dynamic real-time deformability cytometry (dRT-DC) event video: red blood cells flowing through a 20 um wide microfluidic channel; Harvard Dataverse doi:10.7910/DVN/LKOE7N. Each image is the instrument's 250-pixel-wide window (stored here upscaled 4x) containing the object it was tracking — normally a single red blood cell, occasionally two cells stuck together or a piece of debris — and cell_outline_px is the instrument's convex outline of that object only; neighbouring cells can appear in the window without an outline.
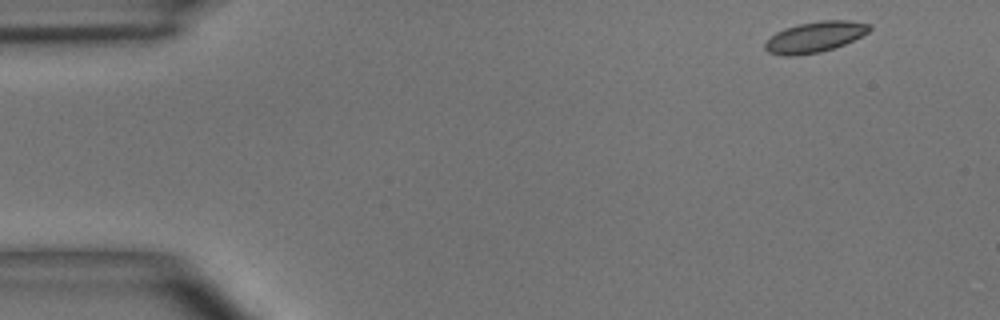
{"species": "common noctule bat (a hibernating species)", "species_latin": "Nyctalus noctula", "temperature_condition": "room temperature", "stored_images_in_passage": 5, "segment_of_instrument_passage": [1, 2], "camera_frame_rate_fps": 3000, "um_per_image_px": 0.085, "animal": {"sex": "male", "body_mass_g": 15.6}, "frame": {"image": 1, "passage_image": 1, "time_ms": 0.0, "image_size_px": [1000, 320], "cell_outline_px": [[872, 28], [868, 32], [844, 44], [820, 52], [796, 56], [784, 56], [768, 52], [764, 48], [764, 44], [776, 32], [784, 28], [800, 24], [820, 20], [848, 20], [872, 24]], "centroid_in_image_um": [69.26, 3.14], "position_along_channel_um": 15.7, "area_um2": 18.61}}
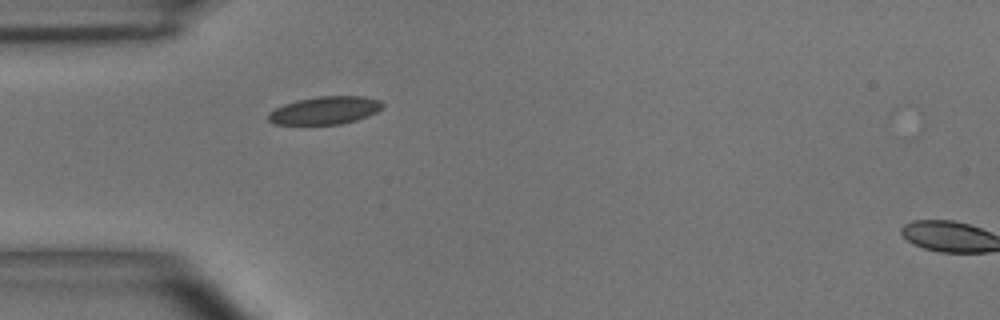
{"frame": {"image": 2, "passage_image": 4, "time_ms": 3.667, "image_size_px": [1000, 320], "cell_outline_px": [[384, 104], [376, 112], [368, 116], [356, 120], [340, 124], [276, 124], [268, 120], [268, 112], [284, 104], [296, 100], [316, 96], [364, 96], [380, 100]], "centroid_in_image_um": [27.62, 9.37], "position_along_channel_um": 57.4, "area_um2": 18.5}}